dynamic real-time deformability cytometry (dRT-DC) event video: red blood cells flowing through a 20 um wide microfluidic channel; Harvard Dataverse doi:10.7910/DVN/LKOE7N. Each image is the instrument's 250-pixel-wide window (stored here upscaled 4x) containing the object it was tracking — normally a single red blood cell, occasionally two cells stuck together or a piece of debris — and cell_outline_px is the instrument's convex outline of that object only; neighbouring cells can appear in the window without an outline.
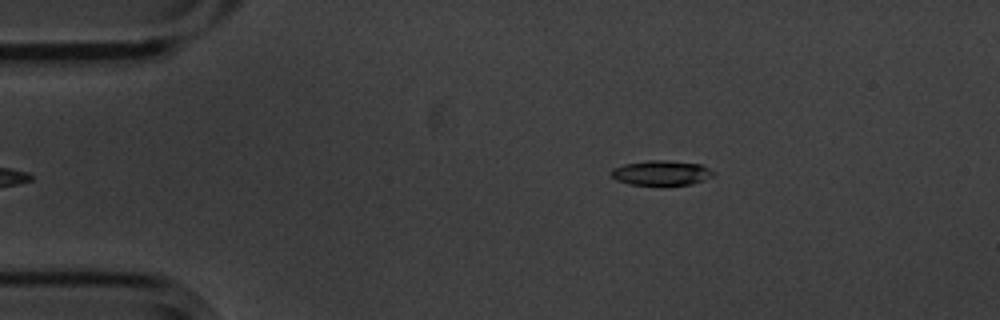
{"species": "common noctule bat (a hibernating species)", "species_latin": "Nyctalus noctula", "temperature_condition": "cold", "stored_images_in_passage": 5, "camera_frame_rate_fps": 3000, "um_per_image_px": 0.085, "animal": {"sex": "male", "body_mass_g": 20.1, "forearm_length_mm": 53.5}, "frame": {"image": 1, "passage_image": 5, "time_ms": 1.333, "image_size_px": [1000, 320], "cell_outline_px": [[716, 172], [712, 176], [704, 180], [692, 184], [628, 184], [616, 180], [608, 172], [612, 168], [624, 164], [648, 160], [664, 160], [700, 164]], "centroid_in_image_um": [56.18, 14.68], "position_along_channel_um": 28.8, "area_um2": 14.68}}